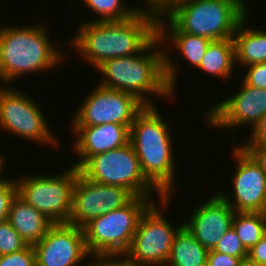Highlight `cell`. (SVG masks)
Listing matches in <instances>:
<instances>
[{
    "label": "cell",
    "mask_w": 266,
    "mask_h": 266,
    "mask_svg": "<svg viewBox=\"0 0 266 266\" xmlns=\"http://www.w3.org/2000/svg\"><path fill=\"white\" fill-rule=\"evenodd\" d=\"M78 27L69 42L85 62L97 68L108 59L140 53L158 35V17L139 11L121 21L84 19Z\"/></svg>",
    "instance_id": "cell-1"
},
{
    "label": "cell",
    "mask_w": 266,
    "mask_h": 266,
    "mask_svg": "<svg viewBox=\"0 0 266 266\" xmlns=\"http://www.w3.org/2000/svg\"><path fill=\"white\" fill-rule=\"evenodd\" d=\"M161 45L157 35L140 53L104 61L96 68L103 76L98 85L130 93L145 105H156L150 98L152 94L164 100L176 98L165 78Z\"/></svg>",
    "instance_id": "cell-2"
},
{
    "label": "cell",
    "mask_w": 266,
    "mask_h": 266,
    "mask_svg": "<svg viewBox=\"0 0 266 266\" xmlns=\"http://www.w3.org/2000/svg\"><path fill=\"white\" fill-rule=\"evenodd\" d=\"M156 105H145L130 127L133 149L145 178L163 195L174 193L177 178L170 123L163 121ZM172 139V140H171ZM176 174V175H175Z\"/></svg>",
    "instance_id": "cell-3"
},
{
    "label": "cell",
    "mask_w": 266,
    "mask_h": 266,
    "mask_svg": "<svg viewBox=\"0 0 266 266\" xmlns=\"http://www.w3.org/2000/svg\"><path fill=\"white\" fill-rule=\"evenodd\" d=\"M45 26V27H44ZM48 25L0 26V82L5 86L30 73H45L64 62V55L50 41ZM56 47V48H55ZM61 51V52H60ZM51 68V69H50Z\"/></svg>",
    "instance_id": "cell-4"
},
{
    "label": "cell",
    "mask_w": 266,
    "mask_h": 266,
    "mask_svg": "<svg viewBox=\"0 0 266 266\" xmlns=\"http://www.w3.org/2000/svg\"><path fill=\"white\" fill-rule=\"evenodd\" d=\"M246 15L232 0H180L165 14L181 32L212 41L233 39Z\"/></svg>",
    "instance_id": "cell-5"
},
{
    "label": "cell",
    "mask_w": 266,
    "mask_h": 266,
    "mask_svg": "<svg viewBox=\"0 0 266 266\" xmlns=\"http://www.w3.org/2000/svg\"><path fill=\"white\" fill-rule=\"evenodd\" d=\"M153 201L157 200L135 196L122 208L86 223L82 228L89 255H124L131 245L141 215Z\"/></svg>",
    "instance_id": "cell-6"
},
{
    "label": "cell",
    "mask_w": 266,
    "mask_h": 266,
    "mask_svg": "<svg viewBox=\"0 0 266 266\" xmlns=\"http://www.w3.org/2000/svg\"><path fill=\"white\" fill-rule=\"evenodd\" d=\"M80 170L74 165L57 175H22L16 180L17 195L53 223H68L73 190Z\"/></svg>",
    "instance_id": "cell-7"
},
{
    "label": "cell",
    "mask_w": 266,
    "mask_h": 266,
    "mask_svg": "<svg viewBox=\"0 0 266 266\" xmlns=\"http://www.w3.org/2000/svg\"><path fill=\"white\" fill-rule=\"evenodd\" d=\"M88 180L129 190L134 196L163 195L145 178L131 143L90 157L80 168Z\"/></svg>",
    "instance_id": "cell-8"
},
{
    "label": "cell",
    "mask_w": 266,
    "mask_h": 266,
    "mask_svg": "<svg viewBox=\"0 0 266 266\" xmlns=\"http://www.w3.org/2000/svg\"><path fill=\"white\" fill-rule=\"evenodd\" d=\"M171 200V196H163L159 199L160 203L153 201L143 212L131 245L124 254L128 259L142 266L166 265L174 237L184 223L174 227L164 216L163 211L169 207Z\"/></svg>",
    "instance_id": "cell-9"
},
{
    "label": "cell",
    "mask_w": 266,
    "mask_h": 266,
    "mask_svg": "<svg viewBox=\"0 0 266 266\" xmlns=\"http://www.w3.org/2000/svg\"><path fill=\"white\" fill-rule=\"evenodd\" d=\"M38 105L35 98L33 100L26 92H20L13 86L0 85V131L44 146L50 144L57 147L61 144L59 138L50 130Z\"/></svg>",
    "instance_id": "cell-10"
},
{
    "label": "cell",
    "mask_w": 266,
    "mask_h": 266,
    "mask_svg": "<svg viewBox=\"0 0 266 266\" xmlns=\"http://www.w3.org/2000/svg\"><path fill=\"white\" fill-rule=\"evenodd\" d=\"M86 99L72 117V126H97L107 123L125 125L129 129L136 115L145 107L130 93L100 85L89 91Z\"/></svg>",
    "instance_id": "cell-11"
},
{
    "label": "cell",
    "mask_w": 266,
    "mask_h": 266,
    "mask_svg": "<svg viewBox=\"0 0 266 266\" xmlns=\"http://www.w3.org/2000/svg\"><path fill=\"white\" fill-rule=\"evenodd\" d=\"M240 85L241 89L237 93L215 102L207 110L205 122L209 127L222 131L229 129L233 134L242 126L250 125L252 131L266 115V89L248 86L243 81Z\"/></svg>",
    "instance_id": "cell-12"
},
{
    "label": "cell",
    "mask_w": 266,
    "mask_h": 266,
    "mask_svg": "<svg viewBox=\"0 0 266 266\" xmlns=\"http://www.w3.org/2000/svg\"><path fill=\"white\" fill-rule=\"evenodd\" d=\"M233 147L230 157H234L235 163L237 162L231 179L234 195L221 190L217 194L235 212L266 213V174L240 145L235 144Z\"/></svg>",
    "instance_id": "cell-13"
},
{
    "label": "cell",
    "mask_w": 266,
    "mask_h": 266,
    "mask_svg": "<svg viewBox=\"0 0 266 266\" xmlns=\"http://www.w3.org/2000/svg\"><path fill=\"white\" fill-rule=\"evenodd\" d=\"M135 196L120 186L100 184L79 173L73 190L69 224L83 227L93 218L122 208Z\"/></svg>",
    "instance_id": "cell-14"
},
{
    "label": "cell",
    "mask_w": 266,
    "mask_h": 266,
    "mask_svg": "<svg viewBox=\"0 0 266 266\" xmlns=\"http://www.w3.org/2000/svg\"><path fill=\"white\" fill-rule=\"evenodd\" d=\"M33 247L36 266H77L90 257L83 228L69 223H54Z\"/></svg>",
    "instance_id": "cell-15"
},
{
    "label": "cell",
    "mask_w": 266,
    "mask_h": 266,
    "mask_svg": "<svg viewBox=\"0 0 266 266\" xmlns=\"http://www.w3.org/2000/svg\"><path fill=\"white\" fill-rule=\"evenodd\" d=\"M165 18V20H164ZM166 19L168 22H166ZM167 23V24H166ZM169 24V25H168ZM158 37L164 48V73L169 88L175 93L176 79L179 71L178 61L168 54L169 47L173 46L180 56L192 66L198 68L206 53L207 47L212 40L203 36L192 35L181 32L165 15L158 17ZM169 37V39H168ZM169 40V41H168ZM171 42V43H170ZM168 44V46H167ZM167 51H166V50ZM177 73V74H176Z\"/></svg>",
    "instance_id": "cell-16"
},
{
    "label": "cell",
    "mask_w": 266,
    "mask_h": 266,
    "mask_svg": "<svg viewBox=\"0 0 266 266\" xmlns=\"http://www.w3.org/2000/svg\"><path fill=\"white\" fill-rule=\"evenodd\" d=\"M234 213L229 204L215 193L209 200L201 202L183 225L203 247L211 250L232 228Z\"/></svg>",
    "instance_id": "cell-17"
},
{
    "label": "cell",
    "mask_w": 266,
    "mask_h": 266,
    "mask_svg": "<svg viewBox=\"0 0 266 266\" xmlns=\"http://www.w3.org/2000/svg\"><path fill=\"white\" fill-rule=\"evenodd\" d=\"M74 134L72 146L79 160L74 162L80 168L90 157L120 148L129 143L130 129L125 125L107 123L97 126H71Z\"/></svg>",
    "instance_id": "cell-18"
},
{
    "label": "cell",
    "mask_w": 266,
    "mask_h": 266,
    "mask_svg": "<svg viewBox=\"0 0 266 266\" xmlns=\"http://www.w3.org/2000/svg\"><path fill=\"white\" fill-rule=\"evenodd\" d=\"M7 220L28 245H34L43 239L54 224L18 195L11 201Z\"/></svg>",
    "instance_id": "cell-19"
},
{
    "label": "cell",
    "mask_w": 266,
    "mask_h": 266,
    "mask_svg": "<svg viewBox=\"0 0 266 266\" xmlns=\"http://www.w3.org/2000/svg\"><path fill=\"white\" fill-rule=\"evenodd\" d=\"M247 16L249 14L241 20L233 36L235 61L243 69L248 65L266 62V30L247 28Z\"/></svg>",
    "instance_id": "cell-20"
},
{
    "label": "cell",
    "mask_w": 266,
    "mask_h": 266,
    "mask_svg": "<svg viewBox=\"0 0 266 266\" xmlns=\"http://www.w3.org/2000/svg\"><path fill=\"white\" fill-rule=\"evenodd\" d=\"M235 44L233 39L211 41L197 68L216 78L230 79L235 70ZM229 77V78H228Z\"/></svg>",
    "instance_id": "cell-21"
},
{
    "label": "cell",
    "mask_w": 266,
    "mask_h": 266,
    "mask_svg": "<svg viewBox=\"0 0 266 266\" xmlns=\"http://www.w3.org/2000/svg\"><path fill=\"white\" fill-rule=\"evenodd\" d=\"M208 251L183 225L174 237L165 266H207Z\"/></svg>",
    "instance_id": "cell-22"
},
{
    "label": "cell",
    "mask_w": 266,
    "mask_h": 266,
    "mask_svg": "<svg viewBox=\"0 0 266 266\" xmlns=\"http://www.w3.org/2000/svg\"><path fill=\"white\" fill-rule=\"evenodd\" d=\"M232 227L249 251L266 235V213L235 212Z\"/></svg>",
    "instance_id": "cell-23"
},
{
    "label": "cell",
    "mask_w": 266,
    "mask_h": 266,
    "mask_svg": "<svg viewBox=\"0 0 266 266\" xmlns=\"http://www.w3.org/2000/svg\"><path fill=\"white\" fill-rule=\"evenodd\" d=\"M84 6L97 14V19L90 21H121L136 15L137 6L126 5L125 0H82ZM99 17V18H98Z\"/></svg>",
    "instance_id": "cell-24"
},
{
    "label": "cell",
    "mask_w": 266,
    "mask_h": 266,
    "mask_svg": "<svg viewBox=\"0 0 266 266\" xmlns=\"http://www.w3.org/2000/svg\"><path fill=\"white\" fill-rule=\"evenodd\" d=\"M27 246L8 220L0 222V255L18 252Z\"/></svg>",
    "instance_id": "cell-25"
},
{
    "label": "cell",
    "mask_w": 266,
    "mask_h": 266,
    "mask_svg": "<svg viewBox=\"0 0 266 266\" xmlns=\"http://www.w3.org/2000/svg\"><path fill=\"white\" fill-rule=\"evenodd\" d=\"M213 250L237 258L248 257V250L242 244L233 227L221 237Z\"/></svg>",
    "instance_id": "cell-26"
},
{
    "label": "cell",
    "mask_w": 266,
    "mask_h": 266,
    "mask_svg": "<svg viewBox=\"0 0 266 266\" xmlns=\"http://www.w3.org/2000/svg\"><path fill=\"white\" fill-rule=\"evenodd\" d=\"M0 266H36V255L33 245H28L18 252L0 255Z\"/></svg>",
    "instance_id": "cell-27"
},
{
    "label": "cell",
    "mask_w": 266,
    "mask_h": 266,
    "mask_svg": "<svg viewBox=\"0 0 266 266\" xmlns=\"http://www.w3.org/2000/svg\"><path fill=\"white\" fill-rule=\"evenodd\" d=\"M17 195V184L13 178H8L0 185V222L7 220L11 201Z\"/></svg>",
    "instance_id": "cell-28"
},
{
    "label": "cell",
    "mask_w": 266,
    "mask_h": 266,
    "mask_svg": "<svg viewBox=\"0 0 266 266\" xmlns=\"http://www.w3.org/2000/svg\"><path fill=\"white\" fill-rule=\"evenodd\" d=\"M246 74H244L242 81L248 85L260 89H266V62L255 63L246 66Z\"/></svg>",
    "instance_id": "cell-29"
},
{
    "label": "cell",
    "mask_w": 266,
    "mask_h": 266,
    "mask_svg": "<svg viewBox=\"0 0 266 266\" xmlns=\"http://www.w3.org/2000/svg\"><path fill=\"white\" fill-rule=\"evenodd\" d=\"M121 257V259H120ZM90 264L87 266H142L131 261L125 255H93L90 256ZM94 262V263H93Z\"/></svg>",
    "instance_id": "cell-30"
},
{
    "label": "cell",
    "mask_w": 266,
    "mask_h": 266,
    "mask_svg": "<svg viewBox=\"0 0 266 266\" xmlns=\"http://www.w3.org/2000/svg\"><path fill=\"white\" fill-rule=\"evenodd\" d=\"M178 1L180 0H144L146 5L143 8L138 6L137 9L159 17L165 15Z\"/></svg>",
    "instance_id": "cell-31"
},
{
    "label": "cell",
    "mask_w": 266,
    "mask_h": 266,
    "mask_svg": "<svg viewBox=\"0 0 266 266\" xmlns=\"http://www.w3.org/2000/svg\"><path fill=\"white\" fill-rule=\"evenodd\" d=\"M242 259L211 249L207 255V266H238Z\"/></svg>",
    "instance_id": "cell-32"
},
{
    "label": "cell",
    "mask_w": 266,
    "mask_h": 266,
    "mask_svg": "<svg viewBox=\"0 0 266 266\" xmlns=\"http://www.w3.org/2000/svg\"><path fill=\"white\" fill-rule=\"evenodd\" d=\"M250 139L239 144L240 146L266 145V115L262 117L258 124L252 129Z\"/></svg>",
    "instance_id": "cell-33"
},
{
    "label": "cell",
    "mask_w": 266,
    "mask_h": 266,
    "mask_svg": "<svg viewBox=\"0 0 266 266\" xmlns=\"http://www.w3.org/2000/svg\"><path fill=\"white\" fill-rule=\"evenodd\" d=\"M266 174V145L241 146Z\"/></svg>",
    "instance_id": "cell-34"
},
{
    "label": "cell",
    "mask_w": 266,
    "mask_h": 266,
    "mask_svg": "<svg viewBox=\"0 0 266 266\" xmlns=\"http://www.w3.org/2000/svg\"><path fill=\"white\" fill-rule=\"evenodd\" d=\"M248 257L257 263L266 266V235H264L261 240L248 251Z\"/></svg>",
    "instance_id": "cell-35"
},
{
    "label": "cell",
    "mask_w": 266,
    "mask_h": 266,
    "mask_svg": "<svg viewBox=\"0 0 266 266\" xmlns=\"http://www.w3.org/2000/svg\"><path fill=\"white\" fill-rule=\"evenodd\" d=\"M238 266H264V265H261L255 261L251 260L249 257H245L240 261Z\"/></svg>",
    "instance_id": "cell-36"
},
{
    "label": "cell",
    "mask_w": 266,
    "mask_h": 266,
    "mask_svg": "<svg viewBox=\"0 0 266 266\" xmlns=\"http://www.w3.org/2000/svg\"><path fill=\"white\" fill-rule=\"evenodd\" d=\"M4 156L0 154V185H2L8 178L4 177L2 175L3 168L5 167V161H4Z\"/></svg>",
    "instance_id": "cell-37"
},
{
    "label": "cell",
    "mask_w": 266,
    "mask_h": 266,
    "mask_svg": "<svg viewBox=\"0 0 266 266\" xmlns=\"http://www.w3.org/2000/svg\"><path fill=\"white\" fill-rule=\"evenodd\" d=\"M234 1L236 4H238L247 14L248 12V6L246 4H248L247 2H245L244 0H232Z\"/></svg>",
    "instance_id": "cell-38"
}]
</instances>
